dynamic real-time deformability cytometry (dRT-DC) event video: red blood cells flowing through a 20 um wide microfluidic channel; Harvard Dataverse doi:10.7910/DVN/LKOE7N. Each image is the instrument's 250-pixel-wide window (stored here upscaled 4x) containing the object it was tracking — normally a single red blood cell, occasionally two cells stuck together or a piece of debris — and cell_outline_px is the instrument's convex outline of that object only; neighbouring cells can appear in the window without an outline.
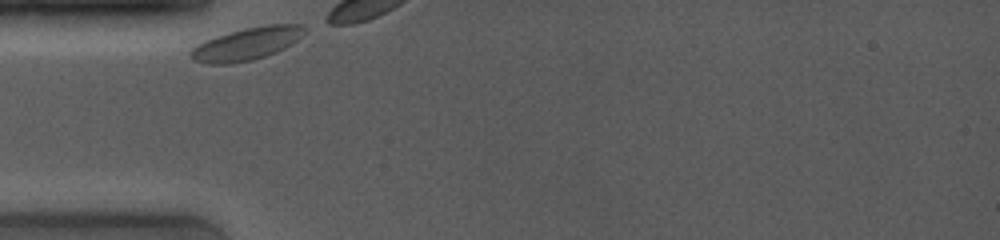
{"species": "common noctule bat (a hibernating species)", "species_latin": "Nyctalus noctula", "temperature_condition": "room temperature", "stored_images_in_passage": 5, "camera_frame_rate_fps": 4000, "um_per_image_px": 0.085, "animal": {"sex": "female", "body_mass_g": 19.0, "forearm_length_mm": 53.3}, "frame": {"image": 1, "passage_image": 1, "time_ms": 0.0, "image_size_px": [1000, 240], "cell_outline_px": [[308, 28], [296, 40], [284, 48], [276, 52], [252, 60], [228, 64], [208, 64], [192, 60], [188, 56], [188, 52], [196, 44], [204, 40], [216, 36], [244, 28], [264, 24], [304, 24]], "centroid_in_image_um": [20.93, 3.72], "position_along_channel_um": 64.1, "area_um2": 21.79}}